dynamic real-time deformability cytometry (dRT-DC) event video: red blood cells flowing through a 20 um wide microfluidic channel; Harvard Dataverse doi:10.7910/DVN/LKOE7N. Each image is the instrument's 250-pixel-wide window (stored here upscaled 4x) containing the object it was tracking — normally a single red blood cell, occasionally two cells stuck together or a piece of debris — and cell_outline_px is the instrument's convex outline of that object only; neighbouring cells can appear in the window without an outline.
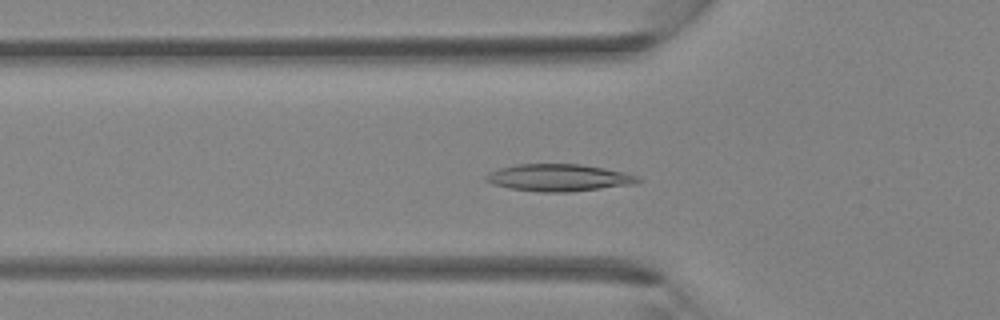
{"species": "Egyptian fruit bat (a non-hibernating species)", "species_latin": "Rousettus aegyptiacus", "temperature_condition": "room temperature", "stored_images_in_passage": 41, "camera_frame_rate_fps": 3000, "um_per_image_px": 0.085, "animal": {"sex": "female"}, "frame": {"image": 1, "passage_image": 14, "time_ms": 4.333, "image_size_px": [1000, 320], "cell_outline_px": [[644, 180], [636, 184], [572, 192], [540, 192], [508, 188], [492, 184], [484, 180], [484, 176], [488, 172], [500, 168], [516, 164], [580, 164], [604, 168], [624, 172], [640, 176]], "centroid_in_image_um": [47.52, 15.11], "position_along_channel_um": 78.3, "area_um2": 24.39}}
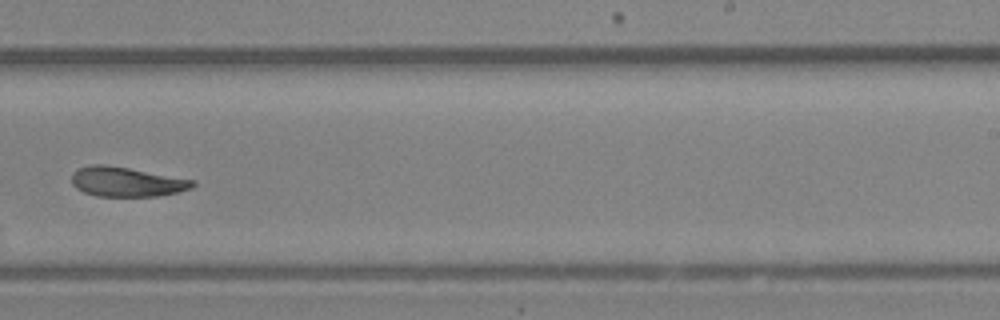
{"frame": {"image": 2, "passage_image": 26, "time_ms": 8.333, "image_size_px": [1000, 320], "cell_outline_px": [[196, 184], [192, 188], [176, 192], [156, 196], [96, 196], [84, 192], [76, 188], [72, 184], [72, 172], [76, 168], [92, 164], [104, 164], [128, 168], [196, 180]], "centroid_in_image_um": [10.73, 15.44], "position_along_channel_um": 278.3, "area_um2": 20.92}}
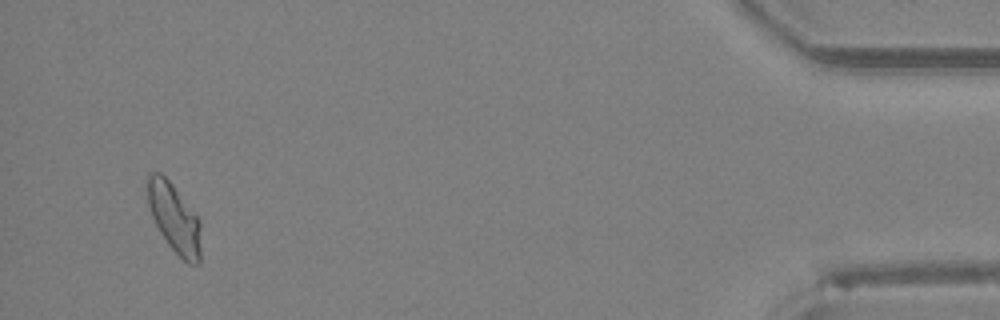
{"frame": {"image": 3, "passage_image": 39, "time_ms": 12.667, "image_size_px": [1000, 320], "cell_outline_px": [[200, 264], [188, 264], [168, 244], [160, 232], [152, 216], [148, 204], [144, 184], [144, 180], [148, 172], [160, 172], [172, 184], [200, 220]], "centroid_in_image_um": [14.76, 18.48], "position_along_channel_um": 420.4, "area_um2": 21.68}}